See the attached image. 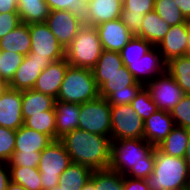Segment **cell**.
Instances as JSON below:
<instances>
[{
	"instance_id": "6da1fadb",
	"label": "cell",
	"mask_w": 190,
	"mask_h": 190,
	"mask_svg": "<svg viewBox=\"0 0 190 190\" xmlns=\"http://www.w3.org/2000/svg\"><path fill=\"white\" fill-rule=\"evenodd\" d=\"M154 148L144 139L111 141L109 168L123 176L145 180L154 170Z\"/></svg>"
},
{
	"instance_id": "7a4b0ae2",
	"label": "cell",
	"mask_w": 190,
	"mask_h": 190,
	"mask_svg": "<svg viewBox=\"0 0 190 190\" xmlns=\"http://www.w3.org/2000/svg\"><path fill=\"white\" fill-rule=\"evenodd\" d=\"M59 141L71 157L72 163L84 165L93 171L110 167V138L75 129L63 136Z\"/></svg>"
},
{
	"instance_id": "3957f363",
	"label": "cell",
	"mask_w": 190,
	"mask_h": 190,
	"mask_svg": "<svg viewBox=\"0 0 190 190\" xmlns=\"http://www.w3.org/2000/svg\"><path fill=\"white\" fill-rule=\"evenodd\" d=\"M153 173L145 180L151 190H188L190 169L184 158L174 157L154 148Z\"/></svg>"
},
{
	"instance_id": "277c9868",
	"label": "cell",
	"mask_w": 190,
	"mask_h": 190,
	"mask_svg": "<svg viewBox=\"0 0 190 190\" xmlns=\"http://www.w3.org/2000/svg\"><path fill=\"white\" fill-rule=\"evenodd\" d=\"M99 97L91 69L68 66L56 100L82 104Z\"/></svg>"
},
{
	"instance_id": "5b68a950",
	"label": "cell",
	"mask_w": 190,
	"mask_h": 190,
	"mask_svg": "<svg viewBox=\"0 0 190 190\" xmlns=\"http://www.w3.org/2000/svg\"><path fill=\"white\" fill-rule=\"evenodd\" d=\"M103 51L97 30L85 25L65 49V58L69 65L91 69L96 65Z\"/></svg>"
},
{
	"instance_id": "8992f818",
	"label": "cell",
	"mask_w": 190,
	"mask_h": 190,
	"mask_svg": "<svg viewBox=\"0 0 190 190\" xmlns=\"http://www.w3.org/2000/svg\"><path fill=\"white\" fill-rule=\"evenodd\" d=\"M144 87L137 82L126 66L113 75H103V84L99 87V97H103L111 106L130 104Z\"/></svg>"
},
{
	"instance_id": "52a82bcc",
	"label": "cell",
	"mask_w": 190,
	"mask_h": 190,
	"mask_svg": "<svg viewBox=\"0 0 190 190\" xmlns=\"http://www.w3.org/2000/svg\"><path fill=\"white\" fill-rule=\"evenodd\" d=\"M71 163V157L59 140L49 144L41 152L38 165L43 190H49L57 186L61 174Z\"/></svg>"
},
{
	"instance_id": "ba28073f",
	"label": "cell",
	"mask_w": 190,
	"mask_h": 190,
	"mask_svg": "<svg viewBox=\"0 0 190 190\" xmlns=\"http://www.w3.org/2000/svg\"><path fill=\"white\" fill-rule=\"evenodd\" d=\"M78 129L111 139V105L105 98L80 104Z\"/></svg>"
},
{
	"instance_id": "9c48e42d",
	"label": "cell",
	"mask_w": 190,
	"mask_h": 190,
	"mask_svg": "<svg viewBox=\"0 0 190 190\" xmlns=\"http://www.w3.org/2000/svg\"><path fill=\"white\" fill-rule=\"evenodd\" d=\"M144 120L130 104L111 106V141L143 139Z\"/></svg>"
},
{
	"instance_id": "30bf717a",
	"label": "cell",
	"mask_w": 190,
	"mask_h": 190,
	"mask_svg": "<svg viewBox=\"0 0 190 190\" xmlns=\"http://www.w3.org/2000/svg\"><path fill=\"white\" fill-rule=\"evenodd\" d=\"M28 27L31 38L29 57L50 59L52 62L65 58V48L45 22L28 24Z\"/></svg>"
},
{
	"instance_id": "8fae6325",
	"label": "cell",
	"mask_w": 190,
	"mask_h": 190,
	"mask_svg": "<svg viewBox=\"0 0 190 190\" xmlns=\"http://www.w3.org/2000/svg\"><path fill=\"white\" fill-rule=\"evenodd\" d=\"M145 87L157 109L167 112H171L185 95L176 80L167 71L149 81Z\"/></svg>"
},
{
	"instance_id": "7c38bea8",
	"label": "cell",
	"mask_w": 190,
	"mask_h": 190,
	"mask_svg": "<svg viewBox=\"0 0 190 190\" xmlns=\"http://www.w3.org/2000/svg\"><path fill=\"white\" fill-rule=\"evenodd\" d=\"M45 23L65 49L84 26V20L68 10L50 11Z\"/></svg>"
},
{
	"instance_id": "4fadbf2b",
	"label": "cell",
	"mask_w": 190,
	"mask_h": 190,
	"mask_svg": "<svg viewBox=\"0 0 190 190\" xmlns=\"http://www.w3.org/2000/svg\"><path fill=\"white\" fill-rule=\"evenodd\" d=\"M123 64L134 76V79L137 82L142 83L144 86L157 75L159 76L163 74L166 71L167 66V63L163 60L157 46H154L137 61H123Z\"/></svg>"
},
{
	"instance_id": "5bb4252c",
	"label": "cell",
	"mask_w": 190,
	"mask_h": 190,
	"mask_svg": "<svg viewBox=\"0 0 190 190\" xmlns=\"http://www.w3.org/2000/svg\"><path fill=\"white\" fill-rule=\"evenodd\" d=\"M23 123L22 91L5 86L0 92V126L16 131Z\"/></svg>"
},
{
	"instance_id": "9a60e30c",
	"label": "cell",
	"mask_w": 190,
	"mask_h": 190,
	"mask_svg": "<svg viewBox=\"0 0 190 190\" xmlns=\"http://www.w3.org/2000/svg\"><path fill=\"white\" fill-rule=\"evenodd\" d=\"M103 50L120 52L134 35L121 19L105 21L95 26Z\"/></svg>"
},
{
	"instance_id": "2e32d148",
	"label": "cell",
	"mask_w": 190,
	"mask_h": 190,
	"mask_svg": "<svg viewBox=\"0 0 190 190\" xmlns=\"http://www.w3.org/2000/svg\"><path fill=\"white\" fill-rule=\"evenodd\" d=\"M52 61L40 57H24L11 82L7 85L18 91L33 89L37 78Z\"/></svg>"
},
{
	"instance_id": "e0dca14e",
	"label": "cell",
	"mask_w": 190,
	"mask_h": 190,
	"mask_svg": "<svg viewBox=\"0 0 190 190\" xmlns=\"http://www.w3.org/2000/svg\"><path fill=\"white\" fill-rule=\"evenodd\" d=\"M189 23L170 26L168 33L157 48L167 63L171 59L187 55Z\"/></svg>"
},
{
	"instance_id": "ac0fdd59",
	"label": "cell",
	"mask_w": 190,
	"mask_h": 190,
	"mask_svg": "<svg viewBox=\"0 0 190 190\" xmlns=\"http://www.w3.org/2000/svg\"><path fill=\"white\" fill-rule=\"evenodd\" d=\"M68 66L66 58L51 62L42 70L33 89L57 99Z\"/></svg>"
},
{
	"instance_id": "d6986e66",
	"label": "cell",
	"mask_w": 190,
	"mask_h": 190,
	"mask_svg": "<svg viewBox=\"0 0 190 190\" xmlns=\"http://www.w3.org/2000/svg\"><path fill=\"white\" fill-rule=\"evenodd\" d=\"M175 127L170 112L157 110L144 121L143 139L156 147L160 144Z\"/></svg>"
},
{
	"instance_id": "ffe728a7",
	"label": "cell",
	"mask_w": 190,
	"mask_h": 190,
	"mask_svg": "<svg viewBox=\"0 0 190 190\" xmlns=\"http://www.w3.org/2000/svg\"><path fill=\"white\" fill-rule=\"evenodd\" d=\"M122 9V0H94L87 4L84 24L95 27L102 22L119 19Z\"/></svg>"
},
{
	"instance_id": "44dd1931",
	"label": "cell",
	"mask_w": 190,
	"mask_h": 190,
	"mask_svg": "<svg viewBox=\"0 0 190 190\" xmlns=\"http://www.w3.org/2000/svg\"><path fill=\"white\" fill-rule=\"evenodd\" d=\"M154 5L155 0H123L120 19L132 35L139 33L143 16L153 11Z\"/></svg>"
},
{
	"instance_id": "7402d4cb",
	"label": "cell",
	"mask_w": 190,
	"mask_h": 190,
	"mask_svg": "<svg viewBox=\"0 0 190 190\" xmlns=\"http://www.w3.org/2000/svg\"><path fill=\"white\" fill-rule=\"evenodd\" d=\"M56 140L78 129L80 105L55 100Z\"/></svg>"
},
{
	"instance_id": "603a6c76",
	"label": "cell",
	"mask_w": 190,
	"mask_h": 190,
	"mask_svg": "<svg viewBox=\"0 0 190 190\" xmlns=\"http://www.w3.org/2000/svg\"><path fill=\"white\" fill-rule=\"evenodd\" d=\"M14 153H41L53 140L46 134L22 125L16 130Z\"/></svg>"
},
{
	"instance_id": "cb8c5ba5",
	"label": "cell",
	"mask_w": 190,
	"mask_h": 190,
	"mask_svg": "<svg viewBox=\"0 0 190 190\" xmlns=\"http://www.w3.org/2000/svg\"><path fill=\"white\" fill-rule=\"evenodd\" d=\"M169 28L170 25L153 10L143 16L140 31L136 36L157 46L162 42Z\"/></svg>"
},
{
	"instance_id": "d4e9b609",
	"label": "cell",
	"mask_w": 190,
	"mask_h": 190,
	"mask_svg": "<svg viewBox=\"0 0 190 190\" xmlns=\"http://www.w3.org/2000/svg\"><path fill=\"white\" fill-rule=\"evenodd\" d=\"M55 98L34 89L22 91V116L29 118L37 114H45L47 110H55Z\"/></svg>"
},
{
	"instance_id": "484cf974",
	"label": "cell",
	"mask_w": 190,
	"mask_h": 190,
	"mask_svg": "<svg viewBox=\"0 0 190 190\" xmlns=\"http://www.w3.org/2000/svg\"><path fill=\"white\" fill-rule=\"evenodd\" d=\"M31 50V38L28 24L21 23L0 39V51L20 53L27 56Z\"/></svg>"
},
{
	"instance_id": "4316f807",
	"label": "cell",
	"mask_w": 190,
	"mask_h": 190,
	"mask_svg": "<svg viewBox=\"0 0 190 190\" xmlns=\"http://www.w3.org/2000/svg\"><path fill=\"white\" fill-rule=\"evenodd\" d=\"M21 23L33 24L46 22L50 8L45 0H17Z\"/></svg>"
},
{
	"instance_id": "83f0119b",
	"label": "cell",
	"mask_w": 190,
	"mask_h": 190,
	"mask_svg": "<svg viewBox=\"0 0 190 190\" xmlns=\"http://www.w3.org/2000/svg\"><path fill=\"white\" fill-rule=\"evenodd\" d=\"M93 170L76 163H71L61 174L58 186L62 190H82L83 186L90 181Z\"/></svg>"
},
{
	"instance_id": "f1b7e54d",
	"label": "cell",
	"mask_w": 190,
	"mask_h": 190,
	"mask_svg": "<svg viewBox=\"0 0 190 190\" xmlns=\"http://www.w3.org/2000/svg\"><path fill=\"white\" fill-rule=\"evenodd\" d=\"M189 129L175 126L169 135L156 147L163 153L184 158L188 146Z\"/></svg>"
},
{
	"instance_id": "f546056e",
	"label": "cell",
	"mask_w": 190,
	"mask_h": 190,
	"mask_svg": "<svg viewBox=\"0 0 190 190\" xmlns=\"http://www.w3.org/2000/svg\"><path fill=\"white\" fill-rule=\"evenodd\" d=\"M123 66L120 52L103 50L96 65L92 68L97 87L103 84V75H113Z\"/></svg>"
},
{
	"instance_id": "4dcf8cb0",
	"label": "cell",
	"mask_w": 190,
	"mask_h": 190,
	"mask_svg": "<svg viewBox=\"0 0 190 190\" xmlns=\"http://www.w3.org/2000/svg\"><path fill=\"white\" fill-rule=\"evenodd\" d=\"M166 71L185 94H190V56L176 57L167 62Z\"/></svg>"
},
{
	"instance_id": "1f68e13d",
	"label": "cell",
	"mask_w": 190,
	"mask_h": 190,
	"mask_svg": "<svg viewBox=\"0 0 190 190\" xmlns=\"http://www.w3.org/2000/svg\"><path fill=\"white\" fill-rule=\"evenodd\" d=\"M11 181L27 190H43L38 168L9 166Z\"/></svg>"
},
{
	"instance_id": "d6a6232c",
	"label": "cell",
	"mask_w": 190,
	"mask_h": 190,
	"mask_svg": "<svg viewBox=\"0 0 190 190\" xmlns=\"http://www.w3.org/2000/svg\"><path fill=\"white\" fill-rule=\"evenodd\" d=\"M23 119L24 126L48 135L53 141L56 140L55 110H47L45 114H37Z\"/></svg>"
},
{
	"instance_id": "836d02e7",
	"label": "cell",
	"mask_w": 190,
	"mask_h": 190,
	"mask_svg": "<svg viewBox=\"0 0 190 190\" xmlns=\"http://www.w3.org/2000/svg\"><path fill=\"white\" fill-rule=\"evenodd\" d=\"M90 181L98 190H122L123 188V175L110 168L93 171Z\"/></svg>"
},
{
	"instance_id": "e575fe53",
	"label": "cell",
	"mask_w": 190,
	"mask_h": 190,
	"mask_svg": "<svg viewBox=\"0 0 190 190\" xmlns=\"http://www.w3.org/2000/svg\"><path fill=\"white\" fill-rule=\"evenodd\" d=\"M154 11L170 26L189 23L174 0H155Z\"/></svg>"
},
{
	"instance_id": "d590c367",
	"label": "cell",
	"mask_w": 190,
	"mask_h": 190,
	"mask_svg": "<svg viewBox=\"0 0 190 190\" xmlns=\"http://www.w3.org/2000/svg\"><path fill=\"white\" fill-rule=\"evenodd\" d=\"M24 55L4 51L0 53V81L7 86L13 79L16 70L23 62Z\"/></svg>"
},
{
	"instance_id": "8d00e7d4",
	"label": "cell",
	"mask_w": 190,
	"mask_h": 190,
	"mask_svg": "<svg viewBox=\"0 0 190 190\" xmlns=\"http://www.w3.org/2000/svg\"><path fill=\"white\" fill-rule=\"evenodd\" d=\"M154 46L143 38L133 36L120 51L122 61H137L149 52Z\"/></svg>"
},
{
	"instance_id": "74e56055",
	"label": "cell",
	"mask_w": 190,
	"mask_h": 190,
	"mask_svg": "<svg viewBox=\"0 0 190 190\" xmlns=\"http://www.w3.org/2000/svg\"><path fill=\"white\" fill-rule=\"evenodd\" d=\"M130 105L144 121L158 110L145 86L140 90Z\"/></svg>"
},
{
	"instance_id": "f35d334b",
	"label": "cell",
	"mask_w": 190,
	"mask_h": 190,
	"mask_svg": "<svg viewBox=\"0 0 190 190\" xmlns=\"http://www.w3.org/2000/svg\"><path fill=\"white\" fill-rule=\"evenodd\" d=\"M170 113L175 126L190 130V94H185Z\"/></svg>"
},
{
	"instance_id": "ab89813d",
	"label": "cell",
	"mask_w": 190,
	"mask_h": 190,
	"mask_svg": "<svg viewBox=\"0 0 190 190\" xmlns=\"http://www.w3.org/2000/svg\"><path fill=\"white\" fill-rule=\"evenodd\" d=\"M50 11L52 10H68L85 19L87 5L82 0H45Z\"/></svg>"
},
{
	"instance_id": "60d3db41",
	"label": "cell",
	"mask_w": 190,
	"mask_h": 190,
	"mask_svg": "<svg viewBox=\"0 0 190 190\" xmlns=\"http://www.w3.org/2000/svg\"><path fill=\"white\" fill-rule=\"evenodd\" d=\"M16 131L0 126V161L9 162L15 148Z\"/></svg>"
},
{
	"instance_id": "b9f144b4",
	"label": "cell",
	"mask_w": 190,
	"mask_h": 190,
	"mask_svg": "<svg viewBox=\"0 0 190 190\" xmlns=\"http://www.w3.org/2000/svg\"><path fill=\"white\" fill-rule=\"evenodd\" d=\"M41 153H13L9 160V166H22L38 168Z\"/></svg>"
},
{
	"instance_id": "7bdbcfd3",
	"label": "cell",
	"mask_w": 190,
	"mask_h": 190,
	"mask_svg": "<svg viewBox=\"0 0 190 190\" xmlns=\"http://www.w3.org/2000/svg\"><path fill=\"white\" fill-rule=\"evenodd\" d=\"M20 24L18 12L0 13V39Z\"/></svg>"
},
{
	"instance_id": "ee69618b",
	"label": "cell",
	"mask_w": 190,
	"mask_h": 190,
	"mask_svg": "<svg viewBox=\"0 0 190 190\" xmlns=\"http://www.w3.org/2000/svg\"><path fill=\"white\" fill-rule=\"evenodd\" d=\"M122 190H151L146 180L135 179L123 176V188Z\"/></svg>"
},
{
	"instance_id": "f6af8a7d",
	"label": "cell",
	"mask_w": 190,
	"mask_h": 190,
	"mask_svg": "<svg viewBox=\"0 0 190 190\" xmlns=\"http://www.w3.org/2000/svg\"><path fill=\"white\" fill-rule=\"evenodd\" d=\"M10 178V168L7 162L0 161V190H6Z\"/></svg>"
},
{
	"instance_id": "bcb514c9",
	"label": "cell",
	"mask_w": 190,
	"mask_h": 190,
	"mask_svg": "<svg viewBox=\"0 0 190 190\" xmlns=\"http://www.w3.org/2000/svg\"><path fill=\"white\" fill-rule=\"evenodd\" d=\"M17 0H0V13L17 12Z\"/></svg>"
},
{
	"instance_id": "7dc6e473",
	"label": "cell",
	"mask_w": 190,
	"mask_h": 190,
	"mask_svg": "<svg viewBox=\"0 0 190 190\" xmlns=\"http://www.w3.org/2000/svg\"><path fill=\"white\" fill-rule=\"evenodd\" d=\"M187 21H190V0H174Z\"/></svg>"
},
{
	"instance_id": "c3c4849f",
	"label": "cell",
	"mask_w": 190,
	"mask_h": 190,
	"mask_svg": "<svg viewBox=\"0 0 190 190\" xmlns=\"http://www.w3.org/2000/svg\"><path fill=\"white\" fill-rule=\"evenodd\" d=\"M184 160L186 161V163L188 164V167L190 169V130H189L188 146H187V149H186Z\"/></svg>"
},
{
	"instance_id": "681fc988",
	"label": "cell",
	"mask_w": 190,
	"mask_h": 190,
	"mask_svg": "<svg viewBox=\"0 0 190 190\" xmlns=\"http://www.w3.org/2000/svg\"><path fill=\"white\" fill-rule=\"evenodd\" d=\"M6 190H27V189L19 184H16V183L10 181Z\"/></svg>"
},
{
	"instance_id": "f907efd6",
	"label": "cell",
	"mask_w": 190,
	"mask_h": 190,
	"mask_svg": "<svg viewBox=\"0 0 190 190\" xmlns=\"http://www.w3.org/2000/svg\"><path fill=\"white\" fill-rule=\"evenodd\" d=\"M82 190H98V189H95L94 184L91 181H89L87 184L83 186Z\"/></svg>"
},
{
	"instance_id": "816d5d0a",
	"label": "cell",
	"mask_w": 190,
	"mask_h": 190,
	"mask_svg": "<svg viewBox=\"0 0 190 190\" xmlns=\"http://www.w3.org/2000/svg\"><path fill=\"white\" fill-rule=\"evenodd\" d=\"M187 55L190 56V22H189V33H188V43H187Z\"/></svg>"
},
{
	"instance_id": "f5cc1de1",
	"label": "cell",
	"mask_w": 190,
	"mask_h": 190,
	"mask_svg": "<svg viewBox=\"0 0 190 190\" xmlns=\"http://www.w3.org/2000/svg\"><path fill=\"white\" fill-rule=\"evenodd\" d=\"M49 190H62V188H61V187H59V186L57 185V186H55L54 188L49 189Z\"/></svg>"
},
{
	"instance_id": "db71d44e",
	"label": "cell",
	"mask_w": 190,
	"mask_h": 190,
	"mask_svg": "<svg viewBox=\"0 0 190 190\" xmlns=\"http://www.w3.org/2000/svg\"><path fill=\"white\" fill-rule=\"evenodd\" d=\"M82 1L87 5V4L91 3L94 0H82Z\"/></svg>"
},
{
	"instance_id": "11a10c76",
	"label": "cell",
	"mask_w": 190,
	"mask_h": 190,
	"mask_svg": "<svg viewBox=\"0 0 190 190\" xmlns=\"http://www.w3.org/2000/svg\"><path fill=\"white\" fill-rule=\"evenodd\" d=\"M5 87V85L0 81V92L2 91V89Z\"/></svg>"
}]
</instances>
